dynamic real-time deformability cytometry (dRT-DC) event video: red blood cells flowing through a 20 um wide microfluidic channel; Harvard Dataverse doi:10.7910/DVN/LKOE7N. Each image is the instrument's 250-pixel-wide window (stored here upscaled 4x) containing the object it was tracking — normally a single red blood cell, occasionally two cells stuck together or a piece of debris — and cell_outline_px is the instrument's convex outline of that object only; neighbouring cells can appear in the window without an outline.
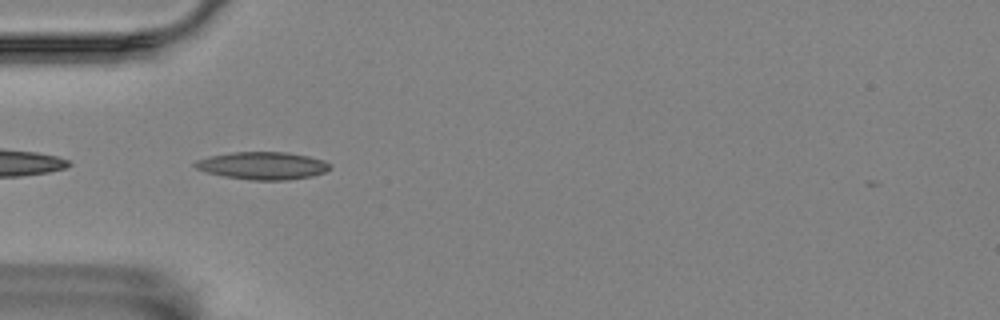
{"species": "Egyptian fruit bat (a non-hibernating species)", "species_latin": "Rousettus aegyptiacus", "temperature_condition": "room temperature", "stored_images_in_passage": 34, "camera_frame_rate_fps": 3000, "um_per_image_px": 0.085, "animal": {"sex": "female"}, "frame": {"image": 1, "passage_image": 2, "time_ms": 0.333, "image_size_px": [1000, 320], "cell_outline_px": [[332, 168], [324, 172], [312, 176], [288, 180], [252, 180], [224, 176], [208, 172], [196, 168], [192, 164], [196, 160], [208, 156], [232, 152], [288, 152], [308, 156], [324, 160], [332, 164]], "centroid_in_image_um": [22.35, 14.07], "position_along_channel_um": 62.6, "area_um2": 21.79}}
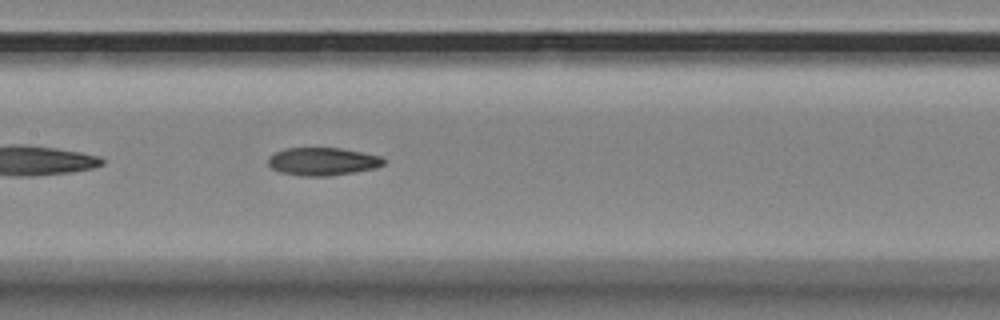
{"frame": {"image": 2, "passage_image": 12, "time_ms": 3.667, "image_size_px": [1000, 320], "cell_outline_px": [[384, 164], [376, 168], [356, 172], [328, 176], [300, 176], [280, 172], [272, 168], [268, 164], [268, 156], [284, 148], [340, 148], [380, 156], [384, 160]], "centroid_in_image_um": [27.4, 13.73], "position_along_channel_um": 180.0, "area_um2": 18.79}}
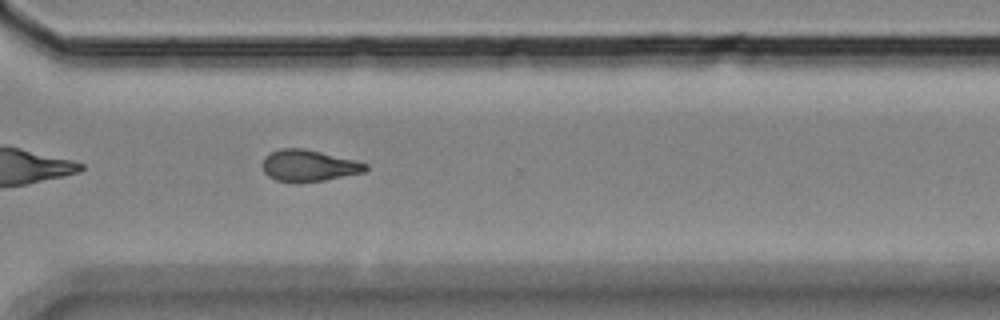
{"frame": {"image": 3, "passage_image": 26, "time_ms": 8.333, "image_size_px": [1000, 320], "cell_outline_px": [[368, 168], [364, 172], [324, 180], [276, 180], [268, 176], [264, 172], [264, 156], [280, 148], [304, 148], [356, 160], [368, 164]], "centroid_in_image_um": [26.28, 14.04], "position_along_channel_um": 344.3, "area_um2": 18.38}, "authors_computed_cell_mechanics": {"area_um2": 19.074, "velocity_mm_per_s": 3.5352, "shape_relaxation_time_tau1_ms": null, "shape_relaxation_time_tau2_ms": 6.5419, "deformation_change_tau1": null, "deformation_change_tau2": 0.1468}}